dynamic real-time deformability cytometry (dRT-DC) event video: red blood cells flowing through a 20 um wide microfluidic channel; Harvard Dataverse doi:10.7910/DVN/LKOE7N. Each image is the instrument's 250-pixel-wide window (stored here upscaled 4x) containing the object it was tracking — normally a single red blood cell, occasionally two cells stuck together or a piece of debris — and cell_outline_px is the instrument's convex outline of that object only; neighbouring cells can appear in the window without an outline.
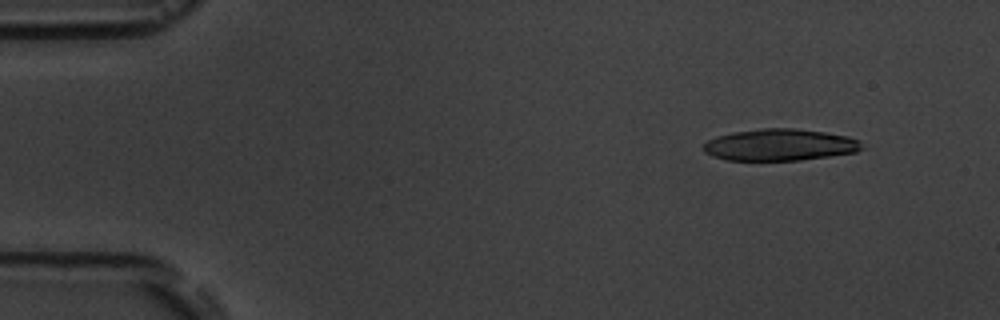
{"species": "common noctule bat (a hibernating species)", "species_latin": "Nyctalus noctula", "temperature_condition": "room temperature", "stored_images_in_passage": 5, "camera_frame_rate_fps": 3000, "um_per_image_px": 0.085, "animal": {"sex": "male", "body_mass_g": 19.5, "forearm_length_mm": 54.6}, "frame": {"image": 1, "passage_image": 1, "time_ms": 0.0, "image_size_px": [1000, 320], "cell_outline_px": [[864, 148], [856, 152], [800, 160], [724, 160], [712, 156], [704, 152], [704, 144], [708, 140], [716, 136], [732, 132], [760, 128], [796, 128], [824, 132], [848, 136], [860, 140]], "centroid_in_image_um": [66.28, 12.3], "position_along_channel_um": 18.7, "area_um2": 29.42}}